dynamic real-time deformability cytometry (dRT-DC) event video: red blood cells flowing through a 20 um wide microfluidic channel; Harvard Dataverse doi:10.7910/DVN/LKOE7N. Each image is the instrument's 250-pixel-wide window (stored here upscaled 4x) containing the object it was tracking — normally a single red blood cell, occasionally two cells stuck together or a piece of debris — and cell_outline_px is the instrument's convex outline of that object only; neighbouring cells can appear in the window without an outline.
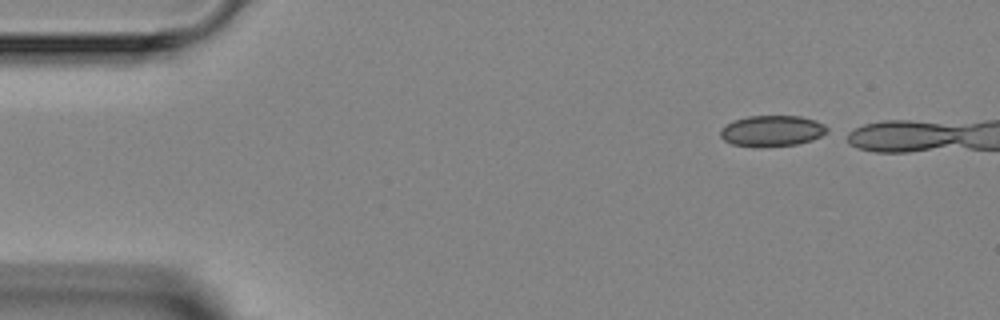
{"species": "Egyptian fruit bat (a non-hibernating species)", "species_latin": "Rousettus aegyptiacus", "temperature_condition": "room temperature", "stored_images_in_passage": 4, "camera_frame_rate_fps": 3000, "um_per_image_px": 0.085, "animal": {"sex": "female"}, "frame": {"image": 1, "passage_image": 1, "time_ms": 0.0, "image_size_px": [1000, 320], "cell_outline_px": [[828, 132], [812, 140], [796, 144], [732, 144], [724, 140], [720, 136], [720, 128], [736, 120], [748, 116], [800, 116], [816, 120], [824, 124], [828, 128]], "centroid_in_image_um": [65.67, 11.07], "position_along_channel_um": 19.3, "area_um2": 18.44}}